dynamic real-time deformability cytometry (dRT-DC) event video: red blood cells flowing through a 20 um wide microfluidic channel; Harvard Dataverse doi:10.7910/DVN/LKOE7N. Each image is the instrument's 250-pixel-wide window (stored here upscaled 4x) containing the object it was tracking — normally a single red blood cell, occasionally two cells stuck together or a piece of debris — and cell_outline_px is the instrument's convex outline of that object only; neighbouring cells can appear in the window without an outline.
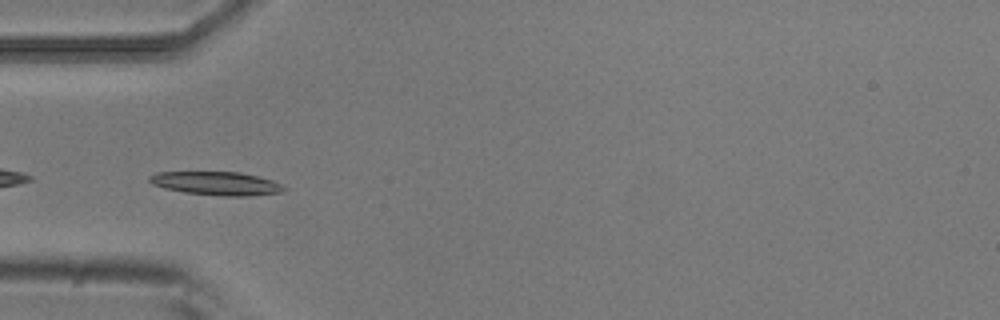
{"species": "common noctule bat (a hibernating species)", "species_latin": "Nyctalus noctula", "temperature_condition": "room temperature", "stored_images_in_passage": 6, "camera_frame_rate_fps": 3000, "um_per_image_px": 0.085, "animal": {"sex": "male", "body_mass_g": 20.5, "forearm_length_mm": 52.5}, "frame": {"image": 1, "passage_image": 5, "time_ms": 1.333, "image_size_px": [1000, 320], "cell_outline_px": [[288, 188], [284, 192], [252, 196], [224, 196], [184, 192], [164, 188], [152, 184], [148, 180], [148, 176], [156, 172], [240, 172], [272, 180]], "centroid_in_image_um": [18.41, 15.59], "position_along_channel_um": 66.6, "area_um2": 18.5}}
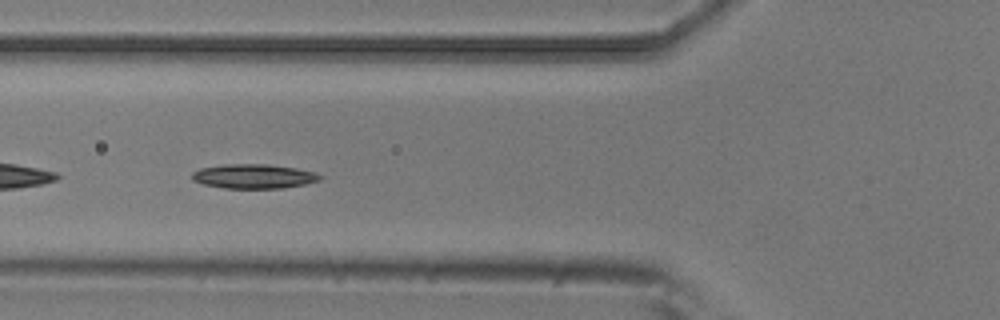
{"frame": {"image": 2, "passage_image": 6, "time_ms": 1.667, "image_size_px": [1000, 320], "cell_outline_px": [[320, 180], [304, 184], [284, 188], [224, 188], [204, 184], [192, 180], [192, 172], [200, 168], [224, 164], [268, 164], [296, 168], [316, 172], [320, 176]], "centroid_in_image_um": [21.55, 14.98], "position_along_channel_um": 104.3, "area_um2": 18.15}}